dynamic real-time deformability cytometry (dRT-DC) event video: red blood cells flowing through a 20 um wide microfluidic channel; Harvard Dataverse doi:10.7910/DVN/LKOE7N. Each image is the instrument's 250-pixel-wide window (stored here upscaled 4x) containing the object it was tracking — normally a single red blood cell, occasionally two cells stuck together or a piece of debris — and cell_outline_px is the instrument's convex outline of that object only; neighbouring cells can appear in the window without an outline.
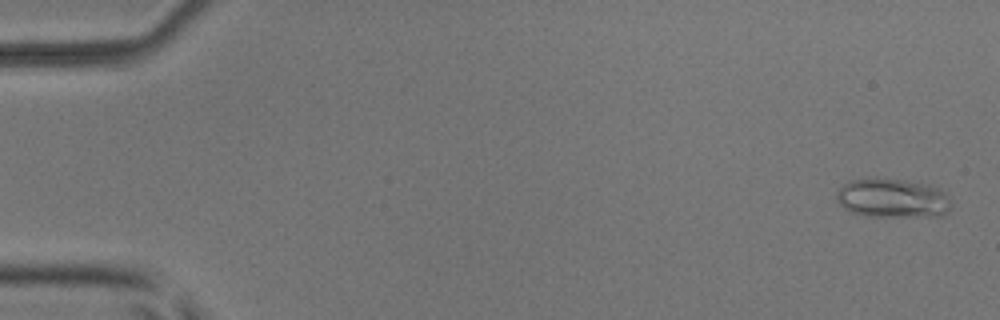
{"species": "common noctule bat (a hibernating species)", "species_latin": "Nyctalus noctula", "temperature_condition": "room temperature", "stored_images_in_passage": 52, "camera_frame_rate_fps": 3000, "um_per_image_px": 0.085, "animal": {"sex": "male", "body_mass_g": 17.9, "forearm_length_mm": 54.2}, "frame": {"image": 1, "passage_image": 2, "time_ms": 0.333, "image_size_px": [1000, 320], "cell_outline_px": [[948, 212], [944, 216], [864, 216], [852, 212], [844, 208], [836, 200], [836, 192], [848, 180], [876, 176], [928, 184], [944, 192], [948, 196]], "centroid_in_image_um": [75.8, 16.82], "position_along_channel_um": 9.2, "area_um2": 26.41}}
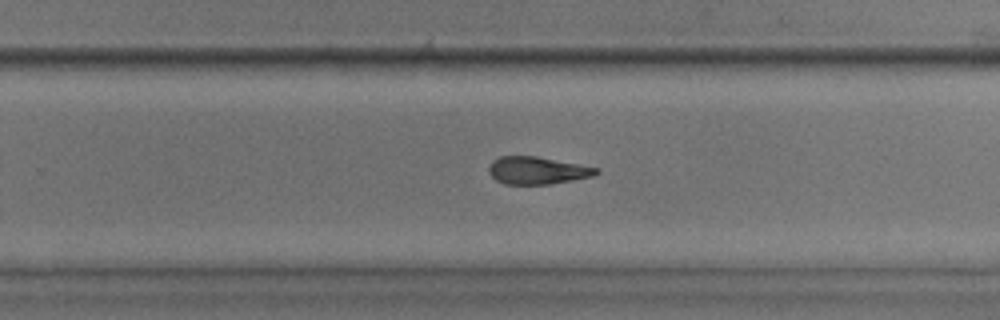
{"frame": {"image": 2, "passage_image": 34, "time_ms": 11.0, "image_size_px": [1000, 320], "cell_outline_px": [[600, 172], [592, 176], [572, 180], [548, 184], [504, 184], [496, 180], [488, 172], [488, 168], [492, 160], [500, 156], [536, 156], [600, 168]], "centroid_in_image_um": [45.65, 14.48], "position_along_channel_um": 284.2, "area_um2": 17.17}}
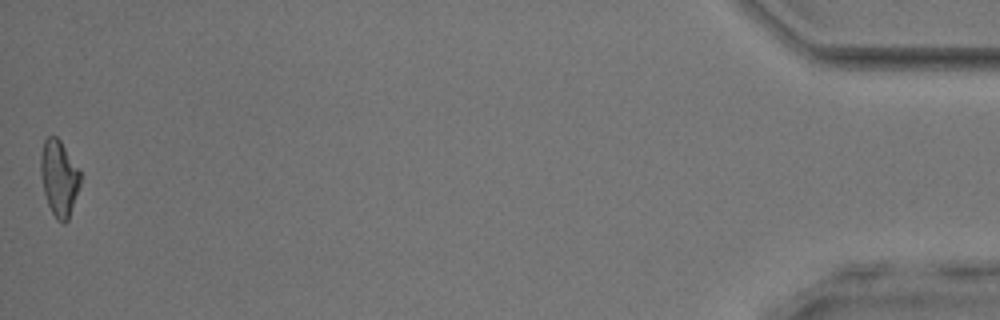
{"frame": {"image": 3, "passage_image": 52, "time_ms": 17.0, "image_size_px": [1000, 320], "cell_outline_px": [[80, 184], [68, 220], [64, 224], [56, 220], [48, 204], [44, 192], [40, 176], [40, 156], [44, 140], [48, 136], [56, 136], [60, 140], [80, 172]], "centroid_in_image_um": [4.99, 15.14], "position_along_channel_um": 430.2, "area_um2": 17.4}, "authors_computed_cell_mechanics": {"area_um2": 18.0914, "velocity_mm_per_s": 3.9953, "shape_relaxation_time_tau1_ms": 4.0037, "shape_relaxation_time_tau2_ms": 3.7587, "deformation_change_tau1": 0.1354, "deformation_change_tau2": 0.134}}